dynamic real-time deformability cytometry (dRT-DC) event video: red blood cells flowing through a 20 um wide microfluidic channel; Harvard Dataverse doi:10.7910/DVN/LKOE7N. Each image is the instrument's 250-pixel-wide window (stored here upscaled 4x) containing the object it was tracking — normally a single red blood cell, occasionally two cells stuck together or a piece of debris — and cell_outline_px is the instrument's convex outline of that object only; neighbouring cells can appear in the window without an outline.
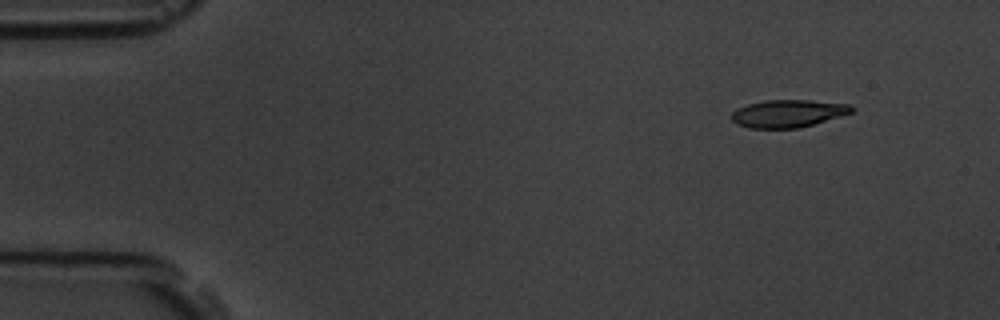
{"species": "common noctule bat (a hibernating species)", "species_latin": "Nyctalus noctula", "temperature_condition": "room temperature", "stored_images_in_passage": 4, "camera_frame_rate_fps": 3000, "um_per_image_px": 0.085, "animal": {"sex": "male", "body_mass_g": 19.5, "forearm_length_mm": 54.6}, "frame": {"image": 1, "passage_image": 1, "time_ms": 0.0, "image_size_px": [1000, 320], "cell_outline_px": [[856, 108], [852, 112], [840, 116], [800, 128], [748, 128], [736, 124], [732, 120], [732, 112], [736, 108], [748, 104], [764, 100], [812, 100], [852, 104]], "centroid_in_image_um": [66.99, 9.64], "position_along_channel_um": 18.0, "area_um2": 19.48}}
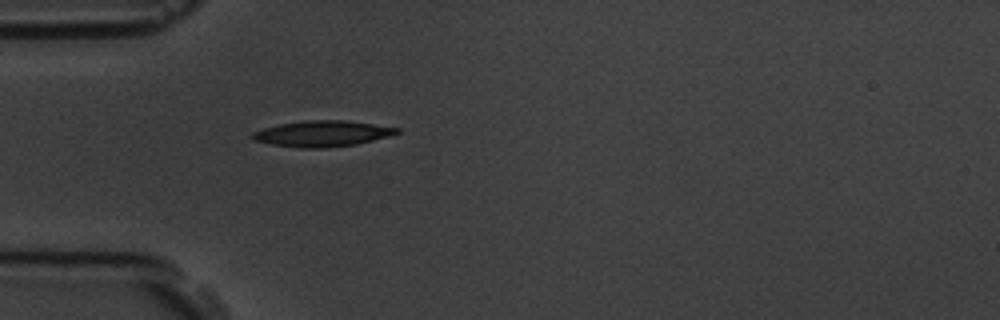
{"frame": {"image": 2, "passage_image": 4, "time_ms": 3.667, "image_size_px": [1000, 320], "cell_outline_px": [[400, 132], [388, 136], [356, 144], [324, 148], [300, 148], [272, 144], [252, 140], [248, 136], [252, 132], [264, 128], [280, 124], [304, 120], [344, 120], [400, 128]], "centroid_in_image_um": [27.34, 11.36], "position_along_channel_um": 57.7, "area_um2": 21.73}}